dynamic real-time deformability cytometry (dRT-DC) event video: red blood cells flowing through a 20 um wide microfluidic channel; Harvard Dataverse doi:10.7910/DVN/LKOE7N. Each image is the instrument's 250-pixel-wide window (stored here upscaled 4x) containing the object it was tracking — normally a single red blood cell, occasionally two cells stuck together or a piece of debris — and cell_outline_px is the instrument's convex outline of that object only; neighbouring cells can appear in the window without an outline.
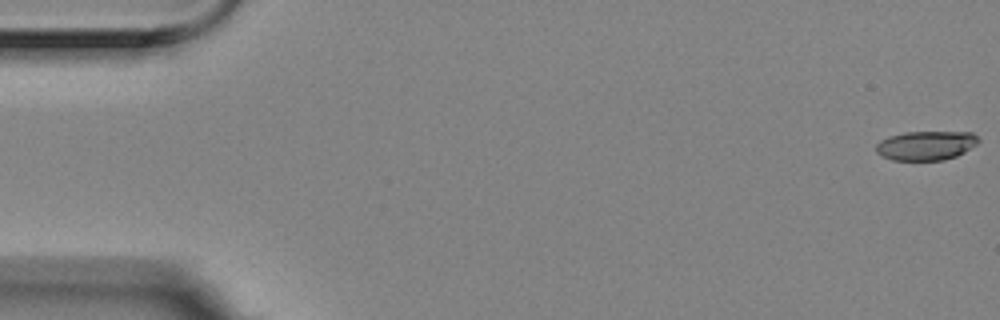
{"species": "Egyptian fruit bat (a non-hibernating species)", "species_latin": "Rousettus aegyptiacus", "temperature_condition": "room temperature", "stored_images_in_passage": 6, "camera_frame_rate_fps": 3000, "um_per_image_px": 0.085, "animal": {"sex": "female"}, "frame": {"image": 1, "passage_image": 1, "time_ms": 0.0, "image_size_px": [1000, 320], "cell_outline_px": [[980, 140], [976, 144], [964, 152], [956, 156], [944, 160], [892, 160], [876, 152], [876, 144], [880, 140], [888, 136], [904, 132], [972, 132]], "centroid_in_image_um": [78.7, 12.36], "position_along_channel_um": 6.3, "area_um2": 17.4}}
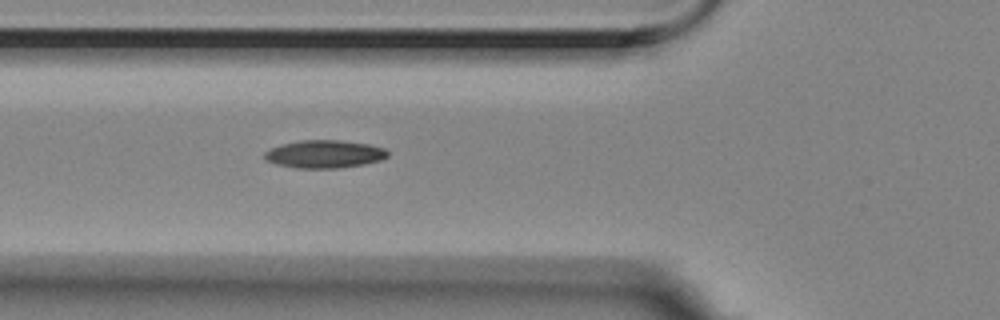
{"frame": {"image": 2, "passage_image": 6, "time_ms": 1.667, "image_size_px": [1000, 320], "cell_outline_px": [[388, 156], [380, 160], [364, 164], [340, 168], [296, 168], [276, 164], [264, 160], [264, 152], [272, 148], [284, 144], [300, 140], [340, 140], [368, 144], [384, 148], [388, 152]], "centroid_in_image_um": [27.57, 13.1], "position_along_channel_um": 98.2, "area_um2": 19.94}}